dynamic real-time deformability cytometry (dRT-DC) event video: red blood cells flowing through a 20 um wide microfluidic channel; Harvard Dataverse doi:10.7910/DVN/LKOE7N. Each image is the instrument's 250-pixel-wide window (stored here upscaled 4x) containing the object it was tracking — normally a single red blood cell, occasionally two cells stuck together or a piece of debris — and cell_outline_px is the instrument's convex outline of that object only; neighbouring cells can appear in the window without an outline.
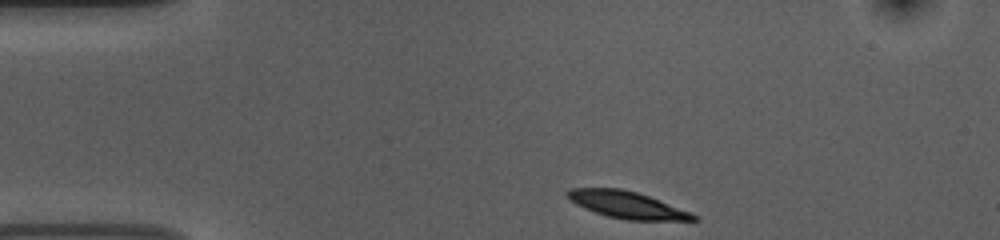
{"species": "common noctule bat (a hibernating species)", "species_latin": "Nyctalus noctula", "temperature_condition": "room temperature", "stored_images_in_passage": 45, "camera_frame_rate_fps": 3000, "um_per_image_px": 0.085, "animal": {"sex": "female", "body_mass_g": 10.0, "forearm_length_mm": 53.1}, "frame": {"image": 1, "passage_image": 1, "time_ms": 0.0, "image_size_px": [1000, 240], "cell_outline_px": [[700, 220], [628, 220], [608, 216], [584, 208], [576, 204], [564, 192], [568, 188], [620, 188], [636, 192], [648, 196], [692, 212], [700, 216]], "centroid_in_image_um": [53.33, 17.41], "position_along_channel_um": 31.7, "area_um2": 19.65}}
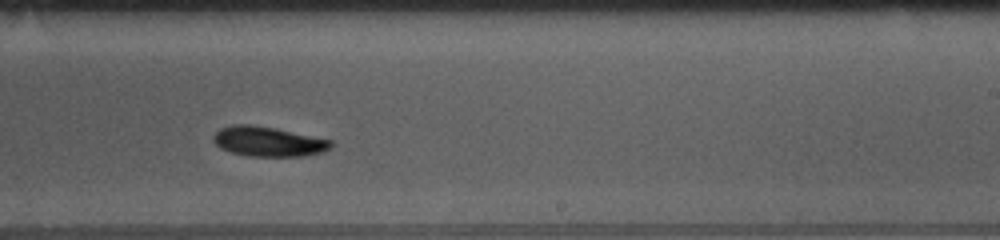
{"frame": {"image": 2, "passage_image": 24, "time_ms": 7.667, "image_size_px": [1000, 240], "cell_outline_px": [[332, 148], [320, 152], [304, 156], [248, 156], [232, 152], [220, 148], [212, 140], [212, 136], [220, 128], [232, 124], [248, 124], [276, 128], [332, 140]], "centroid_in_image_um": [22.78, 12.02], "position_along_channel_um": 266.2, "area_um2": 20.46}}
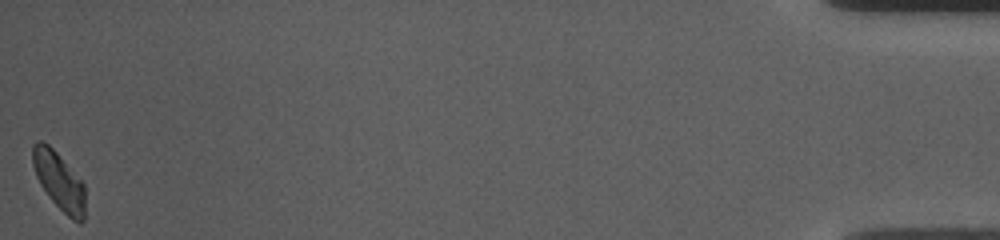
{"frame": {"image": 3, "passage_image": 45, "time_ms": 14.667, "image_size_px": [1000, 240], "cell_outline_px": [[84, 220], [80, 224], [72, 220], [48, 196], [40, 184], [36, 176], [32, 164], [32, 144], [36, 140], [40, 140], [48, 144], [56, 152], [84, 184]], "centroid_in_image_um": [4.99, 15.37], "position_along_channel_um": 430.2, "area_um2": 17.51}, "authors_computed_cell_mechanics": {"area_um2": 19.941, "velocity_mm_per_s": 3.6875, "shape_relaxation_time_tau1_ms": 2.2435, "shape_relaxation_time_tau2_ms": null, "deformation_change_tau1": 0.1124, "deformation_change_tau2": null}}